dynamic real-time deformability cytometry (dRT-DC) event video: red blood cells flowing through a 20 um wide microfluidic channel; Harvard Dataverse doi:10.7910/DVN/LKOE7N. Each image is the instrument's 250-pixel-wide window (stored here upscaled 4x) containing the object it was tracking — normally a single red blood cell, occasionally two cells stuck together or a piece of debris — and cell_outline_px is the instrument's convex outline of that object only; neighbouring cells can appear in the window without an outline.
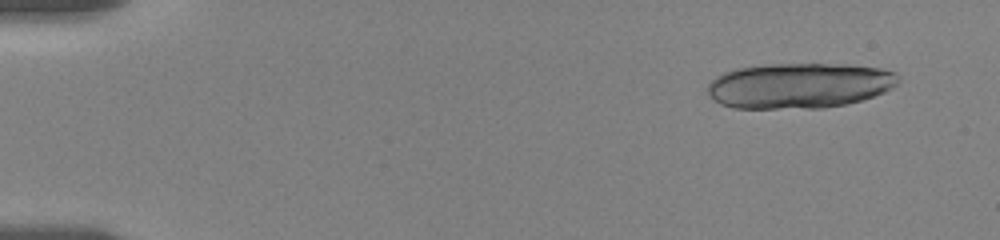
{"species": "human", "species_latin": "Homo sapiens", "temperature_condition": "room temperature", "stored_images_in_passage": 10, "camera_frame_rate_fps": 3000, "um_per_image_px": 0.085, "donor": {"sex": "female"}, "frame": {"image": 1, "passage_image": 2, "time_ms": 0.667, "image_size_px": [1000, 240], "cell_outline_px": [[900, 80], [892, 88], [884, 92], [860, 100], [844, 104], [824, 108], [732, 108], [720, 104], [708, 92], [708, 84], [716, 76], [724, 72], [736, 68], [764, 64], [848, 64], [880, 68], [896, 72], [900, 76]], "centroid_in_image_um": [67.95, 7.26], "position_along_channel_um": 17.0, "area_um2": 50.63}}